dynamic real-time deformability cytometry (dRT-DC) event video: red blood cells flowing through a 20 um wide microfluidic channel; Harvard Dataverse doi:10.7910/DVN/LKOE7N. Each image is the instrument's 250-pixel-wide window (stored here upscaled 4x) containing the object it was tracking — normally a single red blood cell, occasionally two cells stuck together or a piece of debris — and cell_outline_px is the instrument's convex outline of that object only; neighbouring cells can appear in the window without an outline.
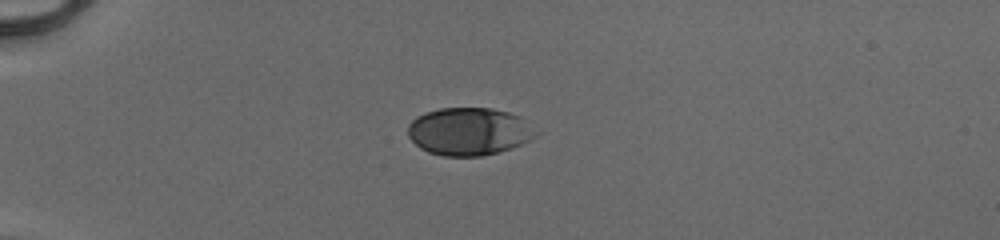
{"species": "human", "species_latin": "Homo sapiens", "temperature_condition": "cold", "stored_images_in_passage": 38, "camera_frame_rate_fps": 3000, "um_per_image_px": 0.085, "donor": {"sex": "male"}, "frame": {"image": 1, "passage_image": 1, "time_ms": 0.0, "image_size_px": [1000, 240], "cell_outline_px": [[540, 132], [536, 136], [520, 144], [496, 152], [480, 156], [444, 156], [428, 152], [420, 148], [408, 136], [408, 124], [416, 116], [424, 112], [440, 108], [492, 108], [508, 112], [520, 116]], "centroid_in_image_um": [39.85, 11.16], "position_along_channel_um": 45.1, "area_um2": 35.55}}
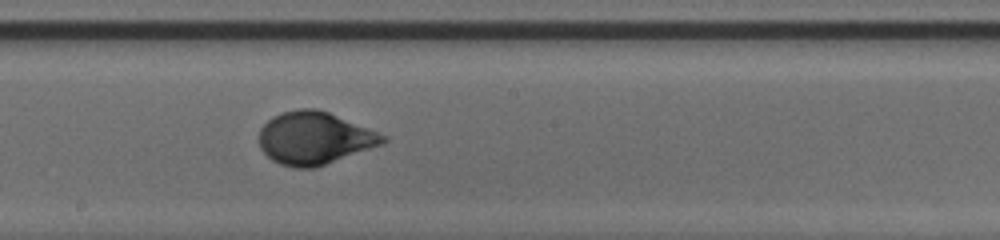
{"frame": {"image": 2, "passage_image": 17, "time_ms": 5.333, "image_size_px": [1000, 240], "cell_outline_px": [[388, 140], [384, 144], [316, 168], [296, 168], [280, 164], [272, 160], [260, 148], [260, 128], [272, 116], [284, 112], [300, 108], [316, 108], [328, 112], [388, 136]], "centroid_in_image_um": [26.75, 11.75], "position_along_channel_um": 221.5, "area_um2": 37.97}}
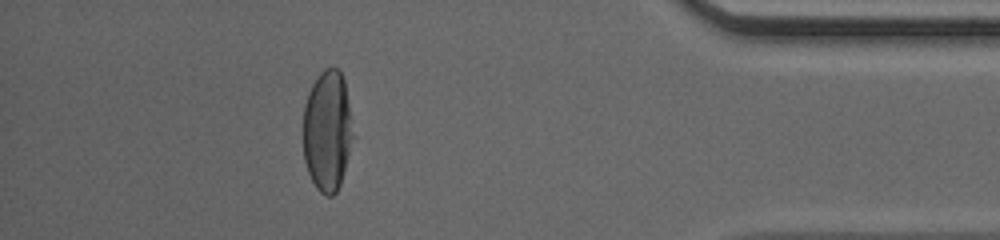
{"frame": {"image": 3, "passage_image": 33, "time_ms": 10.667, "image_size_px": [1000, 240], "cell_outline_px": [[356, 136], [340, 184], [336, 192], [332, 196], [328, 196], [320, 192], [316, 188], [308, 172], [304, 160], [304, 104], [308, 92], [316, 76], [324, 68], [340, 68], [344, 80]], "centroid_in_image_um": [27.86, 11.1], "position_along_channel_um": 407.3, "area_um2": 35.89}, "authors_computed_cell_mechanics": {"area_um2": 36.8475, "velocity_mm_per_s": 4.1113, "shape_relaxation_time_tau1_ms": 3.3589, "shape_relaxation_time_tau2_ms": null, "deformation_change_tau1": 0.1774, "deformation_change_tau2": null}}